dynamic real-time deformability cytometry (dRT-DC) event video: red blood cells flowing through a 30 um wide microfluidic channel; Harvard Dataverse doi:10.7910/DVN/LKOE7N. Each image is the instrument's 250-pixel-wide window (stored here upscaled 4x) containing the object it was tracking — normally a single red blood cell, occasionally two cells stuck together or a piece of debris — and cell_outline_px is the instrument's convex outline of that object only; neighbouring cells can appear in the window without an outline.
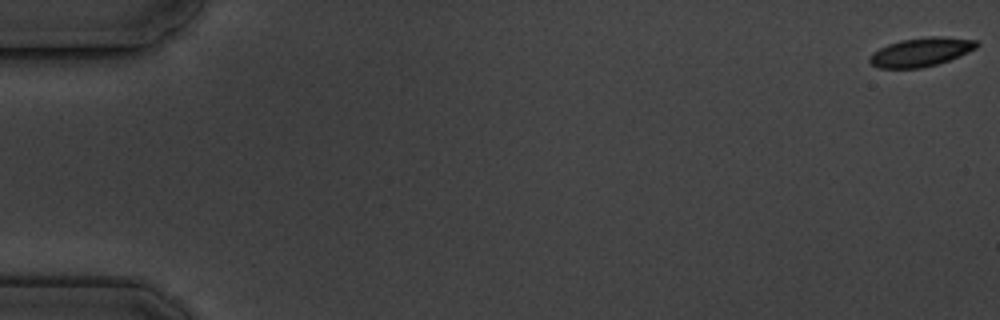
{"species": "common noctule bat (a hibernating species)", "species_latin": "Nyctalus noctula", "temperature_condition": "cold", "stored_images_in_passage": 6, "camera_frame_rate_fps": 3000, "um_per_image_px": 0.085, "animal": {"sex": "male", "body_mass_g": 19.5, "forearm_length_mm": 54.6}, "frame": {"image": 1, "passage_image": 1, "time_ms": 0.0, "image_size_px": [1000, 320], "cell_outline_px": [[980, 44], [976, 48], [968, 52], [948, 60], [936, 64], [920, 68], [880, 68], [872, 64], [868, 60], [868, 56], [872, 52], [888, 44], [900, 40], [928, 36], [944, 36], [976, 40]], "centroid_in_image_um": [78.27, 4.41], "position_along_channel_um": 6.7, "area_um2": 17.98}}
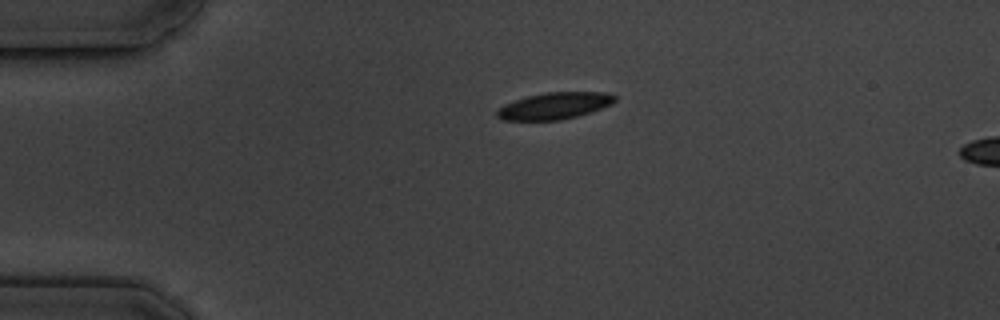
{"frame": {"image": 2, "passage_image": 5, "time_ms": 4.333, "image_size_px": [1000, 320], "cell_outline_px": [[616, 100], [612, 104], [592, 112], [580, 116], [560, 120], [500, 120], [496, 116], [496, 112], [504, 104], [528, 96], [544, 92], [608, 92], [616, 96]], "centroid_in_image_um": [47.17, 9.0], "position_along_channel_um": 37.8, "area_um2": 18.5}}